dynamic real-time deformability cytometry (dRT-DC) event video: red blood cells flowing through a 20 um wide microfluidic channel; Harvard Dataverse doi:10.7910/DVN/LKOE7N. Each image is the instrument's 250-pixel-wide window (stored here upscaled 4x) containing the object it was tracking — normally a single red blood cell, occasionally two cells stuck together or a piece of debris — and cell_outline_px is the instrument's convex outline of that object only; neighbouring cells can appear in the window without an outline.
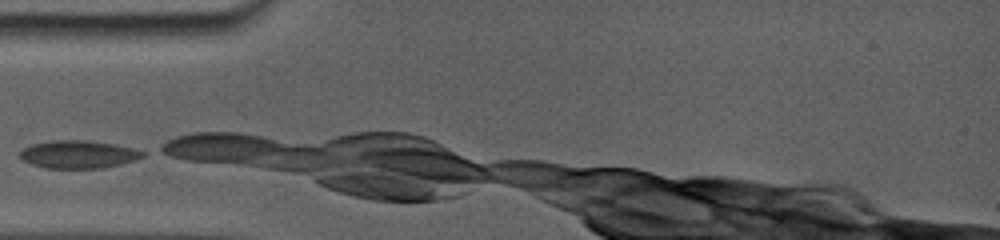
{"species": "common noctule bat (a hibernating species)", "species_latin": "Nyctalus noctula", "temperature_condition": "room temperature", "stored_images_in_passage": 6, "camera_frame_rate_fps": 5000, "um_per_image_px": 0.085, "animal": {"sex": "female", "body_mass_g": 19.0, "forearm_length_mm": 56.7}, "frame": {"image": 1, "passage_image": 1, "time_ms": 0.0, "image_size_px": [1000, 240], "cell_outline_px": [[144, 156], [120, 164], [100, 168], [48, 168], [32, 164], [24, 160], [20, 156], [20, 152], [24, 148], [36, 144], [60, 140], [80, 140], [112, 144], [132, 148], [144, 152]], "centroid_in_image_um": [6.66, 13.13], "position_along_channel_um": 78.3, "area_um2": 19.19}}